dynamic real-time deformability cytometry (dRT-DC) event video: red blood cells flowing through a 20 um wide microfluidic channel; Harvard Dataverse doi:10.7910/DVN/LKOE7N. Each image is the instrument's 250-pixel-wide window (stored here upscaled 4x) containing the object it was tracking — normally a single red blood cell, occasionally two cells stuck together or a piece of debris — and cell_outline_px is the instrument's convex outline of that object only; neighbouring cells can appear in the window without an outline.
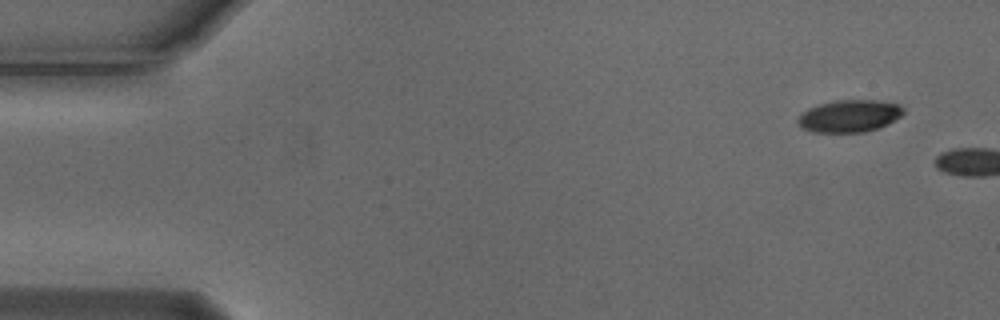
{"species": "Egyptian fruit bat (a non-hibernating species)", "species_latin": "Rousettus aegyptiacus", "temperature_condition": "cold", "stored_images_in_passage": 6, "camera_frame_rate_fps": 3000, "um_per_image_px": 0.085, "animal": {"sex": "male"}, "frame": {"image": 1, "passage_image": 1, "time_ms": 0.0, "image_size_px": [1000, 320], "cell_outline_px": [[904, 112], [900, 116], [880, 128], [864, 132], [812, 132], [800, 128], [796, 120], [808, 108], [816, 104], [836, 100], [876, 100], [900, 104], [904, 108]], "centroid_in_image_um": [72.18, 9.86], "position_along_channel_um": 12.8, "area_um2": 20.0}}